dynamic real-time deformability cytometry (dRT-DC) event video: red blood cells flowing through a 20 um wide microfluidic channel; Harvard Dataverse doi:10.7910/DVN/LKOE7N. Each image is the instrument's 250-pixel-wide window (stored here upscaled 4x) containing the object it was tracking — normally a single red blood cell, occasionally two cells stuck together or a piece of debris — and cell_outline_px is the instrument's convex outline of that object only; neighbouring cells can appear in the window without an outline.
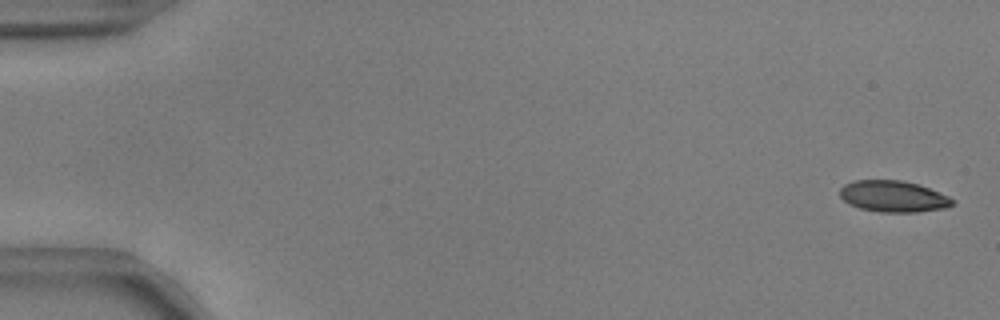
{"species": "common noctule bat (a hibernating species)", "species_latin": "Nyctalus noctula", "temperature_condition": "warm", "stored_images_in_passage": 55, "camera_frame_rate_fps": 3000, "um_per_image_px": 0.085, "animal": {"sex": "male", "body_mass_g": 17.9, "forearm_length_mm": 54.2}, "frame": {"image": 1, "passage_image": 2, "time_ms": 0.333, "image_size_px": [1000, 320], "cell_outline_px": [[956, 204], [948, 208], [916, 212], [880, 212], [860, 208], [848, 204], [840, 196], [840, 188], [844, 184], [852, 180], [900, 180], [920, 184], [948, 196], [956, 200]], "centroid_in_image_um": [75.96, 16.69], "position_along_channel_um": 9.0, "area_um2": 20.87}}
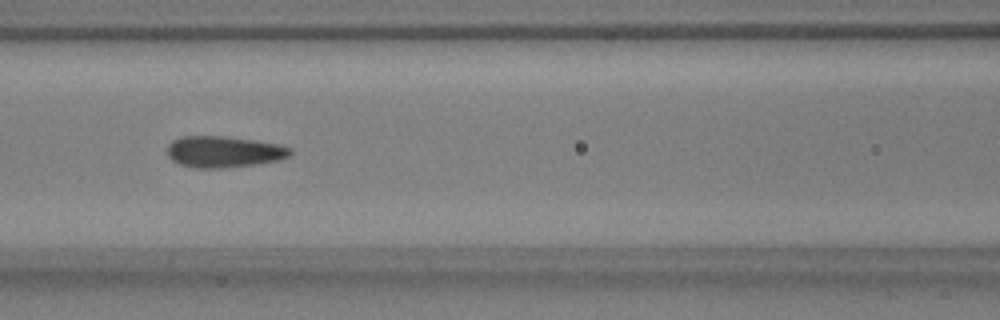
{"frame": {"image": 2, "passage_image": 25, "time_ms": 8.0, "image_size_px": [1000, 320], "cell_outline_px": [[292, 152], [288, 156], [276, 160], [256, 164], [220, 168], [192, 168], [180, 164], [172, 160], [168, 156], [168, 144], [172, 140], [184, 136], [224, 136], [256, 140], [276, 144], [292, 148]], "centroid_in_image_um": [18.99, 12.89], "position_along_channel_um": 147.6, "area_um2": 22.37}}
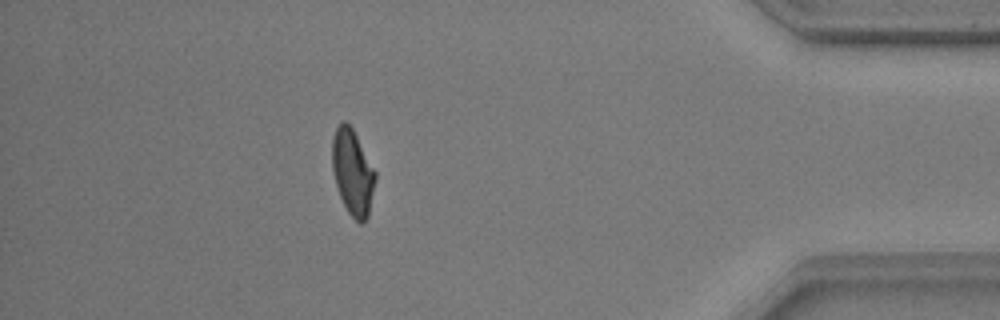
{"frame": {"image": 3, "passage_image": 49, "time_ms": 16.0, "image_size_px": [1000, 320], "cell_outline_px": [[376, 180], [368, 216], [364, 224], [360, 224], [348, 212], [340, 196], [336, 184], [332, 168], [332, 136], [336, 128], [344, 120], [352, 128], [376, 172]], "centroid_in_image_um": [29.98, 14.66], "position_along_channel_um": 405.2, "area_um2": 21.39}, "authors_computed_cell_mechanics": {"area_um2": 21.7328, "velocity_mm_per_s": 3.7367, "shape_relaxation_time_tau1_ms": 5.3034, "shape_relaxation_time_tau2_ms": 0.9892, "deformation_change_tau1": 0.1624, "deformation_change_tau2": 0.0615}}